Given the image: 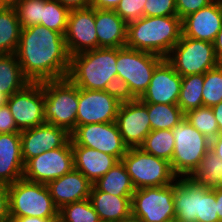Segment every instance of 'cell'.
Returning <instances> with one entry per match:
<instances>
[{
	"instance_id": "obj_1",
	"label": "cell",
	"mask_w": 222,
	"mask_h": 222,
	"mask_svg": "<svg viewBox=\"0 0 222 222\" xmlns=\"http://www.w3.org/2000/svg\"><path fill=\"white\" fill-rule=\"evenodd\" d=\"M15 55L30 82L67 78L70 55L59 32L40 24L22 28Z\"/></svg>"
},
{
	"instance_id": "obj_2",
	"label": "cell",
	"mask_w": 222,
	"mask_h": 222,
	"mask_svg": "<svg viewBox=\"0 0 222 222\" xmlns=\"http://www.w3.org/2000/svg\"><path fill=\"white\" fill-rule=\"evenodd\" d=\"M182 36L178 15L141 17L127 24L126 47L166 58Z\"/></svg>"
},
{
	"instance_id": "obj_3",
	"label": "cell",
	"mask_w": 222,
	"mask_h": 222,
	"mask_svg": "<svg viewBox=\"0 0 222 222\" xmlns=\"http://www.w3.org/2000/svg\"><path fill=\"white\" fill-rule=\"evenodd\" d=\"M117 48H96L70 56L67 78L78 88L104 90L117 76Z\"/></svg>"
},
{
	"instance_id": "obj_4",
	"label": "cell",
	"mask_w": 222,
	"mask_h": 222,
	"mask_svg": "<svg viewBox=\"0 0 222 222\" xmlns=\"http://www.w3.org/2000/svg\"><path fill=\"white\" fill-rule=\"evenodd\" d=\"M9 217H40L58 219L47 184L30 182L24 178L8 185Z\"/></svg>"
},
{
	"instance_id": "obj_5",
	"label": "cell",
	"mask_w": 222,
	"mask_h": 222,
	"mask_svg": "<svg viewBox=\"0 0 222 222\" xmlns=\"http://www.w3.org/2000/svg\"><path fill=\"white\" fill-rule=\"evenodd\" d=\"M45 122L65 128H76L79 88L68 78L43 82Z\"/></svg>"
},
{
	"instance_id": "obj_6",
	"label": "cell",
	"mask_w": 222,
	"mask_h": 222,
	"mask_svg": "<svg viewBox=\"0 0 222 222\" xmlns=\"http://www.w3.org/2000/svg\"><path fill=\"white\" fill-rule=\"evenodd\" d=\"M172 133L175 138L170 162L172 171L178 178L190 177L210 151V140L185 118L172 129Z\"/></svg>"
},
{
	"instance_id": "obj_7",
	"label": "cell",
	"mask_w": 222,
	"mask_h": 222,
	"mask_svg": "<svg viewBox=\"0 0 222 222\" xmlns=\"http://www.w3.org/2000/svg\"><path fill=\"white\" fill-rule=\"evenodd\" d=\"M135 189L167 186L178 178L169 161L131 147L121 159Z\"/></svg>"
},
{
	"instance_id": "obj_8",
	"label": "cell",
	"mask_w": 222,
	"mask_h": 222,
	"mask_svg": "<svg viewBox=\"0 0 222 222\" xmlns=\"http://www.w3.org/2000/svg\"><path fill=\"white\" fill-rule=\"evenodd\" d=\"M164 59L146 51L117 48V76L128 84L133 96L139 99L149 86L155 68Z\"/></svg>"
},
{
	"instance_id": "obj_9",
	"label": "cell",
	"mask_w": 222,
	"mask_h": 222,
	"mask_svg": "<svg viewBox=\"0 0 222 222\" xmlns=\"http://www.w3.org/2000/svg\"><path fill=\"white\" fill-rule=\"evenodd\" d=\"M166 60L182 77L204 74L219 64L212 42L196 40L183 35Z\"/></svg>"
},
{
	"instance_id": "obj_10",
	"label": "cell",
	"mask_w": 222,
	"mask_h": 222,
	"mask_svg": "<svg viewBox=\"0 0 222 222\" xmlns=\"http://www.w3.org/2000/svg\"><path fill=\"white\" fill-rule=\"evenodd\" d=\"M131 209L132 216L141 222H169L175 219L174 183L135 189Z\"/></svg>"
},
{
	"instance_id": "obj_11",
	"label": "cell",
	"mask_w": 222,
	"mask_h": 222,
	"mask_svg": "<svg viewBox=\"0 0 222 222\" xmlns=\"http://www.w3.org/2000/svg\"><path fill=\"white\" fill-rule=\"evenodd\" d=\"M71 146H85L116 157L119 161L128 146L118 130L116 122L76 126L70 133Z\"/></svg>"
},
{
	"instance_id": "obj_12",
	"label": "cell",
	"mask_w": 222,
	"mask_h": 222,
	"mask_svg": "<svg viewBox=\"0 0 222 222\" xmlns=\"http://www.w3.org/2000/svg\"><path fill=\"white\" fill-rule=\"evenodd\" d=\"M74 168L71 139L63 146L29 159L24 164L23 178L48 184Z\"/></svg>"
},
{
	"instance_id": "obj_13",
	"label": "cell",
	"mask_w": 222,
	"mask_h": 222,
	"mask_svg": "<svg viewBox=\"0 0 222 222\" xmlns=\"http://www.w3.org/2000/svg\"><path fill=\"white\" fill-rule=\"evenodd\" d=\"M43 82H30L11 95L7 106L21 132L45 123Z\"/></svg>"
},
{
	"instance_id": "obj_14",
	"label": "cell",
	"mask_w": 222,
	"mask_h": 222,
	"mask_svg": "<svg viewBox=\"0 0 222 222\" xmlns=\"http://www.w3.org/2000/svg\"><path fill=\"white\" fill-rule=\"evenodd\" d=\"M64 38L70 56L98 48L95 8L70 10Z\"/></svg>"
},
{
	"instance_id": "obj_15",
	"label": "cell",
	"mask_w": 222,
	"mask_h": 222,
	"mask_svg": "<svg viewBox=\"0 0 222 222\" xmlns=\"http://www.w3.org/2000/svg\"><path fill=\"white\" fill-rule=\"evenodd\" d=\"M120 103L104 90L79 88L76 126L116 121Z\"/></svg>"
},
{
	"instance_id": "obj_16",
	"label": "cell",
	"mask_w": 222,
	"mask_h": 222,
	"mask_svg": "<svg viewBox=\"0 0 222 222\" xmlns=\"http://www.w3.org/2000/svg\"><path fill=\"white\" fill-rule=\"evenodd\" d=\"M115 122L128 148L139 147L151 132L147 107L139 99L121 104Z\"/></svg>"
},
{
	"instance_id": "obj_17",
	"label": "cell",
	"mask_w": 222,
	"mask_h": 222,
	"mask_svg": "<svg viewBox=\"0 0 222 222\" xmlns=\"http://www.w3.org/2000/svg\"><path fill=\"white\" fill-rule=\"evenodd\" d=\"M24 164L40 154L63 147L70 139V133L62 127L44 123L20 132Z\"/></svg>"
},
{
	"instance_id": "obj_18",
	"label": "cell",
	"mask_w": 222,
	"mask_h": 222,
	"mask_svg": "<svg viewBox=\"0 0 222 222\" xmlns=\"http://www.w3.org/2000/svg\"><path fill=\"white\" fill-rule=\"evenodd\" d=\"M182 76L166 58L155 68L144 94L139 98L143 104L177 105L181 91Z\"/></svg>"
},
{
	"instance_id": "obj_19",
	"label": "cell",
	"mask_w": 222,
	"mask_h": 222,
	"mask_svg": "<svg viewBox=\"0 0 222 222\" xmlns=\"http://www.w3.org/2000/svg\"><path fill=\"white\" fill-rule=\"evenodd\" d=\"M221 27L222 0H215L182 19V35L196 40L213 43Z\"/></svg>"
},
{
	"instance_id": "obj_20",
	"label": "cell",
	"mask_w": 222,
	"mask_h": 222,
	"mask_svg": "<svg viewBox=\"0 0 222 222\" xmlns=\"http://www.w3.org/2000/svg\"><path fill=\"white\" fill-rule=\"evenodd\" d=\"M47 186L55 206L60 209L66 204L88 199L93 183L73 168L60 178L50 181Z\"/></svg>"
},
{
	"instance_id": "obj_21",
	"label": "cell",
	"mask_w": 222,
	"mask_h": 222,
	"mask_svg": "<svg viewBox=\"0 0 222 222\" xmlns=\"http://www.w3.org/2000/svg\"><path fill=\"white\" fill-rule=\"evenodd\" d=\"M189 177L174 182L175 219L181 222H199L201 194L206 190Z\"/></svg>"
},
{
	"instance_id": "obj_22",
	"label": "cell",
	"mask_w": 222,
	"mask_h": 222,
	"mask_svg": "<svg viewBox=\"0 0 222 222\" xmlns=\"http://www.w3.org/2000/svg\"><path fill=\"white\" fill-rule=\"evenodd\" d=\"M20 133L0 134V183L13 184L23 178Z\"/></svg>"
},
{
	"instance_id": "obj_23",
	"label": "cell",
	"mask_w": 222,
	"mask_h": 222,
	"mask_svg": "<svg viewBox=\"0 0 222 222\" xmlns=\"http://www.w3.org/2000/svg\"><path fill=\"white\" fill-rule=\"evenodd\" d=\"M98 48L126 47L127 23L114 11L95 9Z\"/></svg>"
},
{
	"instance_id": "obj_24",
	"label": "cell",
	"mask_w": 222,
	"mask_h": 222,
	"mask_svg": "<svg viewBox=\"0 0 222 222\" xmlns=\"http://www.w3.org/2000/svg\"><path fill=\"white\" fill-rule=\"evenodd\" d=\"M74 169L80 171L91 183L104 176L119 160L106 153L85 146H71Z\"/></svg>"
},
{
	"instance_id": "obj_25",
	"label": "cell",
	"mask_w": 222,
	"mask_h": 222,
	"mask_svg": "<svg viewBox=\"0 0 222 222\" xmlns=\"http://www.w3.org/2000/svg\"><path fill=\"white\" fill-rule=\"evenodd\" d=\"M131 198L99 191L94 185L89 196L101 222H121L132 216Z\"/></svg>"
},
{
	"instance_id": "obj_26",
	"label": "cell",
	"mask_w": 222,
	"mask_h": 222,
	"mask_svg": "<svg viewBox=\"0 0 222 222\" xmlns=\"http://www.w3.org/2000/svg\"><path fill=\"white\" fill-rule=\"evenodd\" d=\"M28 83L16 55L0 54V92L9 98Z\"/></svg>"
},
{
	"instance_id": "obj_27",
	"label": "cell",
	"mask_w": 222,
	"mask_h": 222,
	"mask_svg": "<svg viewBox=\"0 0 222 222\" xmlns=\"http://www.w3.org/2000/svg\"><path fill=\"white\" fill-rule=\"evenodd\" d=\"M93 185L102 192L116 196L132 197L135 188L122 161L117 162L104 176Z\"/></svg>"
},
{
	"instance_id": "obj_28",
	"label": "cell",
	"mask_w": 222,
	"mask_h": 222,
	"mask_svg": "<svg viewBox=\"0 0 222 222\" xmlns=\"http://www.w3.org/2000/svg\"><path fill=\"white\" fill-rule=\"evenodd\" d=\"M21 29L15 9L0 6V54H15Z\"/></svg>"
},
{
	"instance_id": "obj_29",
	"label": "cell",
	"mask_w": 222,
	"mask_h": 222,
	"mask_svg": "<svg viewBox=\"0 0 222 222\" xmlns=\"http://www.w3.org/2000/svg\"><path fill=\"white\" fill-rule=\"evenodd\" d=\"M203 85L204 74L182 77L181 91L177 105L184 114L203 106Z\"/></svg>"
},
{
	"instance_id": "obj_30",
	"label": "cell",
	"mask_w": 222,
	"mask_h": 222,
	"mask_svg": "<svg viewBox=\"0 0 222 222\" xmlns=\"http://www.w3.org/2000/svg\"><path fill=\"white\" fill-rule=\"evenodd\" d=\"M221 169L222 160L209 151L189 178L207 189H215L222 185Z\"/></svg>"
},
{
	"instance_id": "obj_31",
	"label": "cell",
	"mask_w": 222,
	"mask_h": 222,
	"mask_svg": "<svg viewBox=\"0 0 222 222\" xmlns=\"http://www.w3.org/2000/svg\"><path fill=\"white\" fill-rule=\"evenodd\" d=\"M150 117L151 131L172 130L185 118L178 105L174 104H144Z\"/></svg>"
},
{
	"instance_id": "obj_32",
	"label": "cell",
	"mask_w": 222,
	"mask_h": 222,
	"mask_svg": "<svg viewBox=\"0 0 222 222\" xmlns=\"http://www.w3.org/2000/svg\"><path fill=\"white\" fill-rule=\"evenodd\" d=\"M175 146L172 130H153L139 146L143 151L171 162Z\"/></svg>"
},
{
	"instance_id": "obj_33",
	"label": "cell",
	"mask_w": 222,
	"mask_h": 222,
	"mask_svg": "<svg viewBox=\"0 0 222 222\" xmlns=\"http://www.w3.org/2000/svg\"><path fill=\"white\" fill-rule=\"evenodd\" d=\"M58 222H101L90 199L62 206L58 211Z\"/></svg>"
},
{
	"instance_id": "obj_34",
	"label": "cell",
	"mask_w": 222,
	"mask_h": 222,
	"mask_svg": "<svg viewBox=\"0 0 222 222\" xmlns=\"http://www.w3.org/2000/svg\"><path fill=\"white\" fill-rule=\"evenodd\" d=\"M185 119L208 140H213L219 133L218 123L211 107L202 106L185 113Z\"/></svg>"
},
{
	"instance_id": "obj_35",
	"label": "cell",
	"mask_w": 222,
	"mask_h": 222,
	"mask_svg": "<svg viewBox=\"0 0 222 222\" xmlns=\"http://www.w3.org/2000/svg\"><path fill=\"white\" fill-rule=\"evenodd\" d=\"M70 10L56 0H47L42 5L40 25L65 35Z\"/></svg>"
},
{
	"instance_id": "obj_36",
	"label": "cell",
	"mask_w": 222,
	"mask_h": 222,
	"mask_svg": "<svg viewBox=\"0 0 222 222\" xmlns=\"http://www.w3.org/2000/svg\"><path fill=\"white\" fill-rule=\"evenodd\" d=\"M203 106L213 107L222 102V69L217 67L204 73Z\"/></svg>"
},
{
	"instance_id": "obj_37",
	"label": "cell",
	"mask_w": 222,
	"mask_h": 222,
	"mask_svg": "<svg viewBox=\"0 0 222 222\" xmlns=\"http://www.w3.org/2000/svg\"><path fill=\"white\" fill-rule=\"evenodd\" d=\"M47 0H22L13 8L17 14L21 28L39 25L42 21V5Z\"/></svg>"
},
{
	"instance_id": "obj_38",
	"label": "cell",
	"mask_w": 222,
	"mask_h": 222,
	"mask_svg": "<svg viewBox=\"0 0 222 222\" xmlns=\"http://www.w3.org/2000/svg\"><path fill=\"white\" fill-rule=\"evenodd\" d=\"M145 1L146 0H120L114 11L129 24L144 16Z\"/></svg>"
},
{
	"instance_id": "obj_39",
	"label": "cell",
	"mask_w": 222,
	"mask_h": 222,
	"mask_svg": "<svg viewBox=\"0 0 222 222\" xmlns=\"http://www.w3.org/2000/svg\"><path fill=\"white\" fill-rule=\"evenodd\" d=\"M199 222H219L215 189H206L201 194Z\"/></svg>"
},
{
	"instance_id": "obj_40",
	"label": "cell",
	"mask_w": 222,
	"mask_h": 222,
	"mask_svg": "<svg viewBox=\"0 0 222 222\" xmlns=\"http://www.w3.org/2000/svg\"><path fill=\"white\" fill-rule=\"evenodd\" d=\"M145 2V17L178 15L175 0H146Z\"/></svg>"
},
{
	"instance_id": "obj_41",
	"label": "cell",
	"mask_w": 222,
	"mask_h": 222,
	"mask_svg": "<svg viewBox=\"0 0 222 222\" xmlns=\"http://www.w3.org/2000/svg\"><path fill=\"white\" fill-rule=\"evenodd\" d=\"M104 91L113 96L120 104L136 100L131 93L128 84L118 76L108 82Z\"/></svg>"
},
{
	"instance_id": "obj_42",
	"label": "cell",
	"mask_w": 222,
	"mask_h": 222,
	"mask_svg": "<svg viewBox=\"0 0 222 222\" xmlns=\"http://www.w3.org/2000/svg\"><path fill=\"white\" fill-rule=\"evenodd\" d=\"M178 17H184L197 12L199 9L208 6L215 0H175Z\"/></svg>"
},
{
	"instance_id": "obj_43",
	"label": "cell",
	"mask_w": 222,
	"mask_h": 222,
	"mask_svg": "<svg viewBox=\"0 0 222 222\" xmlns=\"http://www.w3.org/2000/svg\"><path fill=\"white\" fill-rule=\"evenodd\" d=\"M6 133H20L7 104L0 107V134Z\"/></svg>"
},
{
	"instance_id": "obj_44",
	"label": "cell",
	"mask_w": 222,
	"mask_h": 222,
	"mask_svg": "<svg viewBox=\"0 0 222 222\" xmlns=\"http://www.w3.org/2000/svg\"><path fill=\"white\" fill-rule=\"evenodd\" d=\"M8 185L0 183V222L9 220Z\"/></svg>"
},
{
	"instance_id": "obj_45",
	"label": "cell",
	"mask_w": 222,
	"mask_h": 222,
	"mask_svg": "<svg viewBox=\"0 0 222 222\" xmlns=\"http://www.w3.org/2000/svg\"><path fill=\"white\" fill-rule=\"evenodd\" d=\"M69 10L90 7L91 0H56Z\"/></svg>"
},
{
	"instance_id": "obj_46",
	"label": "cell",
	"mask_w": 222,
	"mask_h": 222,
	"mask_svg": "<svg viewBox=\"0 0 222 222\" xmlns=\"http://www.w3.org/2000/svg\"><path fill=\"white\" fill-rule=\"evenodd\" d=\"M120 0H91V7L95 9L114 10Z\"/></svg>"
},
{
	"instance_id": "obj_47",
	"label": "cell",
	"mask_w": 222,
	"mask_h": 222,
	"mask_svg": "<svg viewBox=\"0 0 222 222\" xmlns=\"http://www.w3.org/2000/svg\"><path fill=\"white\" fill-rule=\"evenodd\" d=\"M210 151L222 160V133L210 141Z\"/></svg>"
},
{
	"instance_id": "obj_48",
	"label": "cell",
	"mask_w": 222,
	"mask_h": 222,
	"mask_svg": "<svg viewBox=\"0 0 222 222\" xmlns=\"http://www.w3.org/2000/svg\"><path fill=\"white\" fill-rule=\"evenodd\" d=\"M13 222H58V219H43L40 217H10Z\"/></svg>"
},
{
	"instance_id": "obj_49",
	"label": "cell",
	"mask_w": 222,
	"mask_h": 222,
	"mask_svg": "<svg viewBox=\"0 0 222 222\" xmlns=\"http://www.w3.org/2000/svg\"><path fill=\"white\" fill-rule=\"evenodd\" d=\"M213 45H214L217 60L222 61V27H221L220 31L218 32V34L213 42Z\"/></svg>"
},
{
	"instance_id": "obj_50",
	"label": "cell",
	"mask_w": 222,
	"mask_h": 222,
	"mask_svg": "<svg viewBox=\"0 0 222 222\" xmlns=\"http://www.w3.org/2000/svg\"><path fill=\"white\" fill-rule=\"evenodd\" d=\"M215 199L217 203V215L219 222H222V185L215 188Z\"/></svg>"
},
{
	"instance_id": "obj_51",
	"label": "cell",
	"mask_w": 222,
	"mask_h": 222,
	"mask_svg": "<svg viewBox=\"0 0 222 222\" xmlns=\"http://www.w3.org/2000/svg\"><path fill=\"white\" fill-rule=\"evenodd\" d=\"M215 119L218 123L219 133H222V102L212 107Z\"/></svg>"
},
{
	"instance_id": "obj_52",
	"label": "cell",
	"mask_w": 222,
	"mask_h": 222,
	"mask_svg": "<svg viewBox=\"0 0 222 222\" xmlns=\"http://www.w3.org/2000/svg\"><path fill=\"white\" fill-rule=\"evenodd\" d=\"M22 0H0V6H9L13 7L15 4L19 3Z\"/></svg>"
},
{
	"instance_id": "obj_53",
	"label": "cell",
	"mask_w": 222,
	"mask_h": 222,
	"mask_svg": "<svg viewBox=\"0 0 222 222\" xmlns=\"http://www.w3.org/2000/svg\"><path fill=\"white\" fill-rule=\"evenodd\" d=\"M8 97L0 92V107L7 103Z\"/></svg>"
},
{
	"instance_id": "obj_54",
	"label": "cell",
	"mask_w": 222,
	"mask_h": 222,
	"mask_svg": "<svg viewBox=\"0 0 222 222\" xmlns=\"http://www.w3.org/2000/svg\"><path fill=\"white\" fill-rule=\"evenodd\" d=\"M121 222H141L139 219L133 217V216H130L129 218L127 219H124L123 221Z\"/></svg>"
},
{
	"instance_id": "obj_55",
	"label": "cell",
	"mask_w": 222,
	"mask_h": 222,
	"mask_svg": "<svg viewBox=\"0 0 222 222\" xmlns=\"http://www.w3.org/2000/svg\"><path fill=\"white\" fill-rule=\"evenodd\" d=\"M169 222H181V221L173 219V220H170Z\"/></svg>"
},
{
	"instance_id": "obj_56",
	"label": "cell",
	"mask_w": 222,
	"mask_h": 222,
	"mask_svg": "<svg viewBox=\"0 0 222 222\" xmlns=\"http://www.w3.org/2000/svg\"><path fill=\"white\" fill-rule=\"evenodd\" d=\"M220 68L222 69V61H219V64Z\"/></svg>"
}]
</instances>
